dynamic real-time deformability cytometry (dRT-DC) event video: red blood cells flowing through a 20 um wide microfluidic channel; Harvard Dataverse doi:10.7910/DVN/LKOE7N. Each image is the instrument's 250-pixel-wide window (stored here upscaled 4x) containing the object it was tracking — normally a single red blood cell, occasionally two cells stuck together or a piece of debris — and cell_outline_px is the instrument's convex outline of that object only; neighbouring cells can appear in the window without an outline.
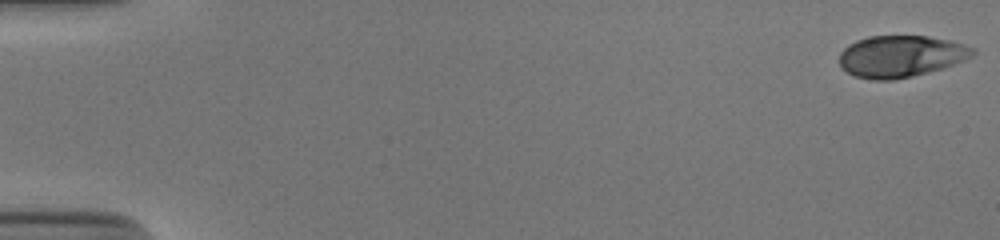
{"species": "human", "species_latin": "Homo sapiens", "temperature_condition": "cold", "stored_images_in_passage": 53, "camera_frame_rate_fps": 3000, "um_per_image_px": 0.085, "donor": {"sex": "male"}, "frame": {"image": 1, "passage_image": 1, "time_ms": 0.0, "image_size_px": [1000, 240], "cell_outline_px": [[976, 52], [972, 56], [952, 64], [940, 68], [912, 76], [892, 80], [872, 80], [856, 76], [848, 72], [840, 64], [840, 52], [844, 48], [856, 40], [868, 36], [928, 36], [948, 40], [976, 48]], "centroid_in_image_um": [76.55, 4.77], "position_along_channel_um": 8.4, "area_um2": 32.02}}
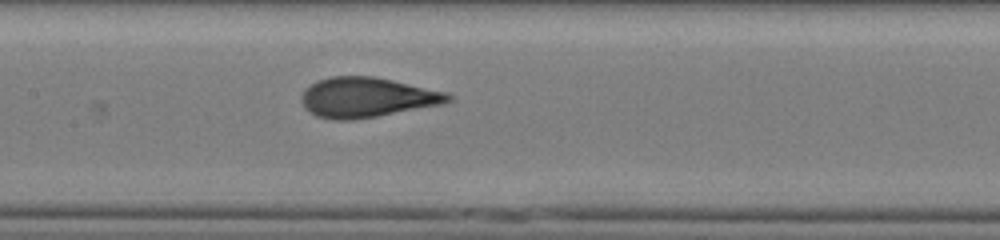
{"frame": {"image": 2, "passage_image": 27, "time_ms": 8.667, "image_size_px": [1000, 240], "cell_outline_px": [[452, 100], [440, 104], [356, 120], [332, 120], [316, 116], [304, 108], [300, 96], [304, 88], [316, 80], [332, 76], [372, 76], [392, 80], [448, 92], [452, 96]], "centroid_in_image_um": [31.13, 8.27], "position_along_channel_um": 176.3, "area_um2": 34.22}}
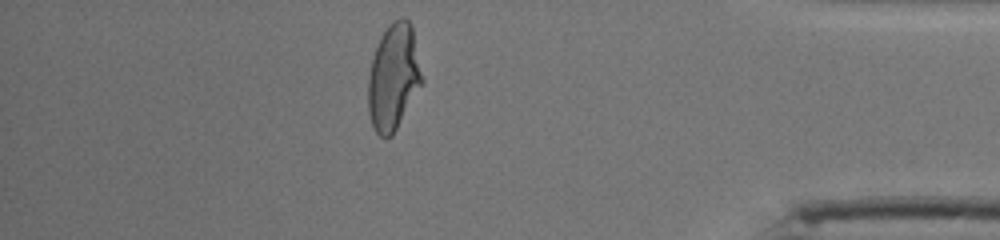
{"frame": {"image": 3, "passage_image": 47, "time_ms": 15.333, "image_size_px": [1000, 240], "cell_outline_px": [[424, 80], [392, 136], [384, 140], [376, 132], [372, 124], [368, 112], [368, 76], [372, 60], [380, 36], [388, 24], [392, 20], [400, 16], [404, 16], [412, 24]], "centroid_in_image_um": [33.45, 6.52], "position_along_channel_um": 401.7, "area_um2": 33.64}, "authors_computed_cell_mechanics": {"area_um2": 33.2928, "velocity_mm_per_s": 3.895, "shape_relaxation_time_tau1_ms": 5.0714, "shape_relaxation_time_tau2_ms": null, "deformation_change_tau1": 0.2197, "deformation_change_tau2": null}}